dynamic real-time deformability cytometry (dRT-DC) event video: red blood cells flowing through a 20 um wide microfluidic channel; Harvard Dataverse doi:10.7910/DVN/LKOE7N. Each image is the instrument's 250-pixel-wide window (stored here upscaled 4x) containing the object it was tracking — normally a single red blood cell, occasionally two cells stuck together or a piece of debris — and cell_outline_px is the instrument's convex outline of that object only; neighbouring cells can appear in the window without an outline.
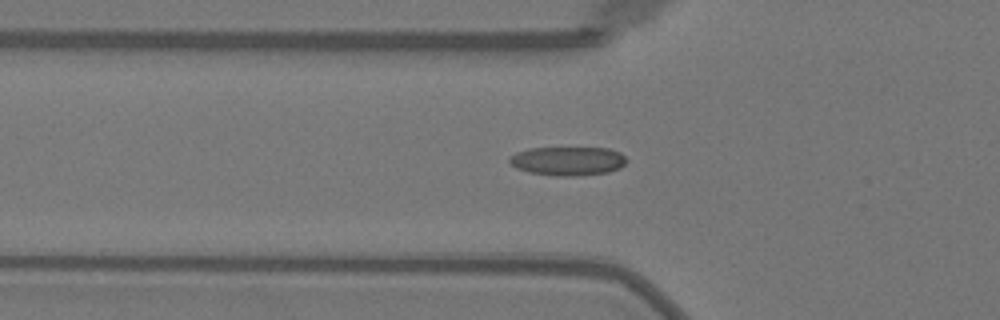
{"species": "Egyptian fruit bat (a non-hibernating species)", "species_latin": "Rousettus aegyptiacus", "temperature_condition": "warm", "stored_images_in_passage": 30, "camera_frame_rate_fps": 3000, "um_per_image_px": 0.085, "animal": {"sex": "female"}, "frame": {"image": 1, "passage_image": 2, "time_ms": 0.333, "image_size_px": [1000, 320], "cell_outline_px": [[628, 160], [620, 168], [608, 172], [576, 176], [556, 176], [528, 172], [516, 168], [508, 160], [516, 152], [528, 148], [608, 148], [620, 152]], "centroid_in_image_um": [48.28, 13.68], "position_along_channel_um": 77.5, "area_um2": 19.71}}
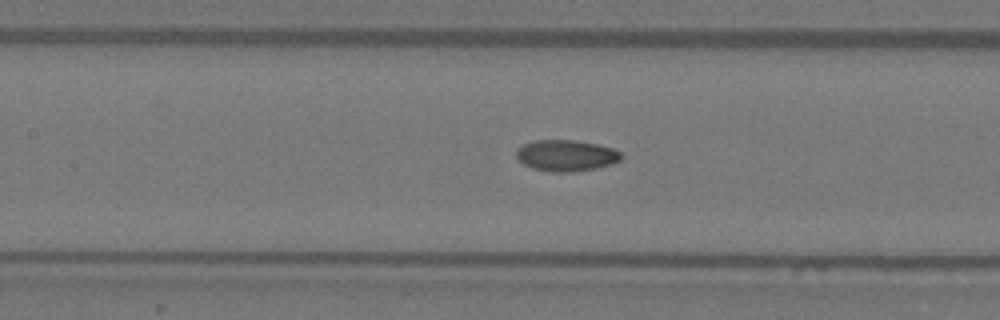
{"frame": {"image": 2, "passage_image": 8, "time_ms": 2.333, "image_size_px": [1000, 320], "cell_outline_px": [[624, 156], [620, 160], [612, 164], [596, 168], [572, 172], [552, 172], [532, 168], [524, 164], [516, 156], [516, 152], [524, 144], [536, 140], [576, 140], [596, 144], [612, 148], [620, 152]], "centroid_in_image_um": [48.15, 13.22], "position_along_channel_um": 159.2, "area_um2": 19.02}}
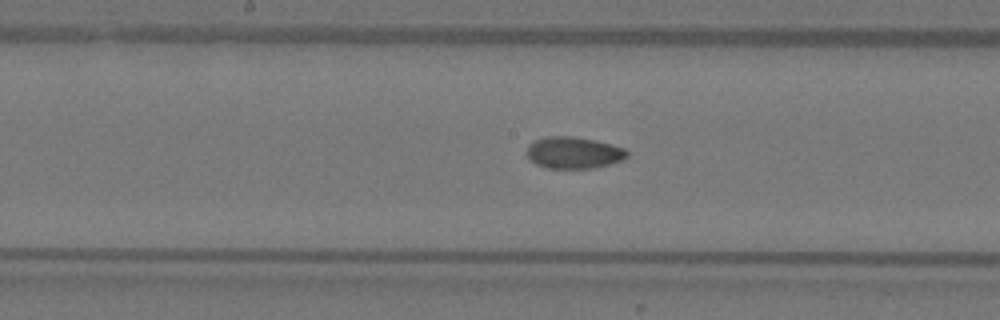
{"frame": {"image": 3, "passage_image": 11, "time_ms": 3.333, "image_size_px": [1000, 320], "cell_outline_px": [[628, 156], [624, 160], [592, 168], [548, 168], [536, 164], [528, 156], [528, 144], [544, 136], [572, 136], [596, 140], [624, 148], [628, 152]], "centroid_in_image_um": [48.78, 12.97], "position_along_channel_um": 199.4, "area_um2": 18.44}, "authors_computed_cell_mechanics": {"area_um2": 18.4382, "velocity_mm_per_s": 4.0241, "shape_relaxation_time_tau1_ms": 7.3364, "shape_relaxation_time_tau2_ms": 1.7655, "deformation_change_tau1": 0.2088, "deformation_change_tau2": 0.0349}}